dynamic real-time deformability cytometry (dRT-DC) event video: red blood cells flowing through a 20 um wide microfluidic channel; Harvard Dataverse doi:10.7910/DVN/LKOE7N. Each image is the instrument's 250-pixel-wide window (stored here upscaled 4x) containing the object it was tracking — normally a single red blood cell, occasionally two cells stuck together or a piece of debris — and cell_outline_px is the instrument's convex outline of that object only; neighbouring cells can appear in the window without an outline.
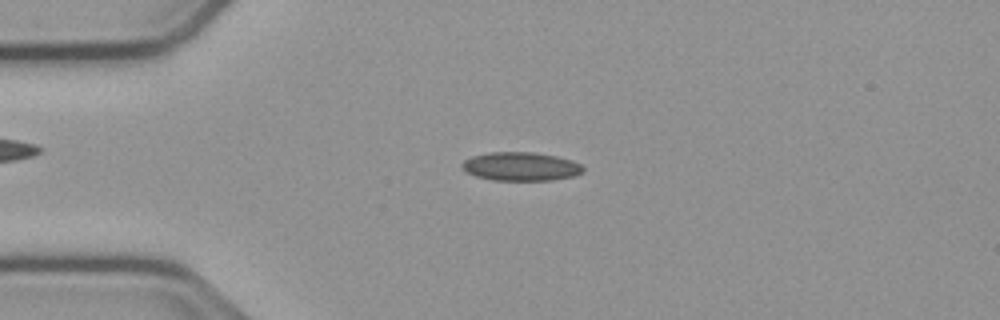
{"species": "common noctule bat (a hibernating species)", "species_latin": "Nyctalus noctula", "temperature_condition": "cold", "stored_images_in_passage": 42, "camera_frame_rate_fps": 3000, "um_per_image_px": 0.085, "animal": {"sex": "male", "body_mass_g": 23.1, "forearm_length_mm": 52.7}, "frame": {"image": 1, "passage_image": 1, "time_ms": 0.0, "image_size_px": [1000, 320], "cell_outline_px": [[584, 172], [572, 176], [552, 180], [492, 180], [476, 176], [468, 172], [460, 164], [464, 160], [472, 156], [488, 152], [532, 152], [556, 156], [572, 160], [580, 164], [584, 168]], "centroid_in_image_um": [44.28, 14.14], "position_along_channel_um": 40.7, "area_um2": 20.11}}
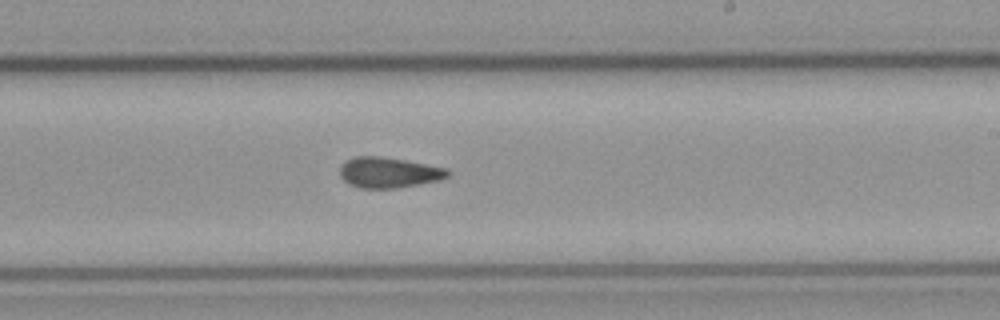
{"frame": {"image": 2, "passage_image": 20, "time_ms": 6.333, "image_size_px": [1000, 320], "cell_outline_px": [[452, 172], [448, 176], [440, 180], [396, 188], [360, 188], [348, 184], [340, 176], [340, 168], [352, 156], [376, 156], [404, 160], [448, 168]], "centroid_in_image_um": [33.06, 14.67], "position_along_channel_um": 255.9, "area_um2": 19.13}}
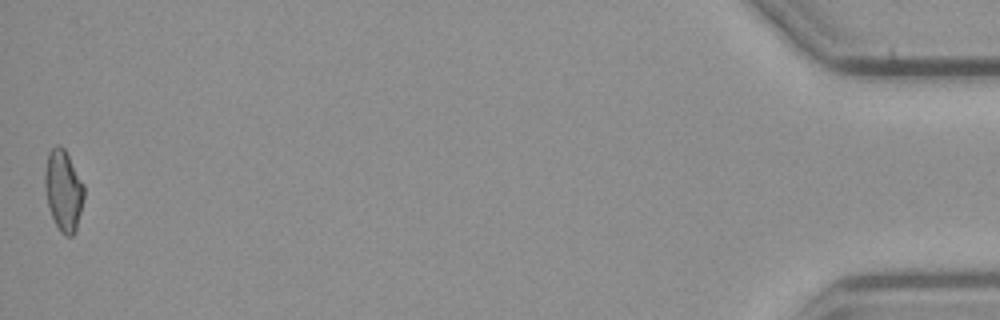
{"frame": {"image": 3, "passage_image": 42, "time_ms": 13.667, "image_size_px": [1000, 320], "cell_outline_px": [[84, 196], [76, 232], [72, 236], [64, 236], [60, 232], [52, 216], [48, 204], [44, 188], [44, 172], [48, 152], [56, 144], [60, 144], [64, 148], [84, 184]], "centroid_in_image_um": [5.38, 16.18], "position_along_channel_um": 429.8, "area_um2": 18.61}, "authors_computed_cell_mechanics": {"area_um2": 18.8428, "velocity_mm_per_s": 3.7736, "shape_relaxation_time_tau1_ms": null, "shape_relaxation_time_tau2_ms": 2.6612, "deformation_change_tau1": null, "deformation_change_tau2": 0.0986}}